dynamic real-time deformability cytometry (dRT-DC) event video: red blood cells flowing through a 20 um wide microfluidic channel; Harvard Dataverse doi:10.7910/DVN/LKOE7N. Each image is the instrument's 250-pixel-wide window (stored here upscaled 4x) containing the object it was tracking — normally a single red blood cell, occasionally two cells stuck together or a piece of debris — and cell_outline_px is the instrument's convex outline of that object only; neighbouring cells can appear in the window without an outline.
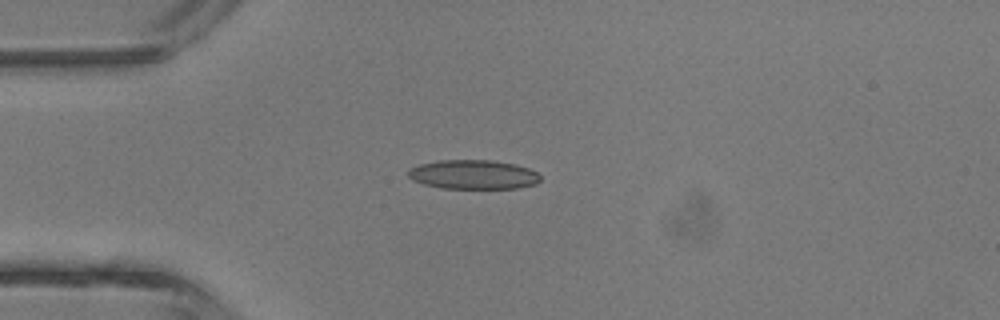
{"species": "common noctule bat (a hibernating species)", "species_latin": "Nyctalus noctula", "temperature_condition": "room temperature", "stored_images_in_passage": 5, "camera_frame_rate_fps": 3000, "um_per_image_px": 0.085, "animal": {"sex": "male", "body_mass_g": 13.3}, "frame": {"image": 1, "passage_image": 4, "time_ms": 3.667, "image_size_px": [1000, 320], "cell_outline_px": [[540, 180], [536, 184], [516, 188], [440, 188], [424, 184], [412, 180], [408, 176], [408, 168], [420, 164], [440, 160], [492, 160], [512, 164], [528, 168], [536, 172], [540, 176]], "centroid_in_image_um": [40.2, 14.83], "position_along_channel_um": 44.8, "area_um2": 22.43}}